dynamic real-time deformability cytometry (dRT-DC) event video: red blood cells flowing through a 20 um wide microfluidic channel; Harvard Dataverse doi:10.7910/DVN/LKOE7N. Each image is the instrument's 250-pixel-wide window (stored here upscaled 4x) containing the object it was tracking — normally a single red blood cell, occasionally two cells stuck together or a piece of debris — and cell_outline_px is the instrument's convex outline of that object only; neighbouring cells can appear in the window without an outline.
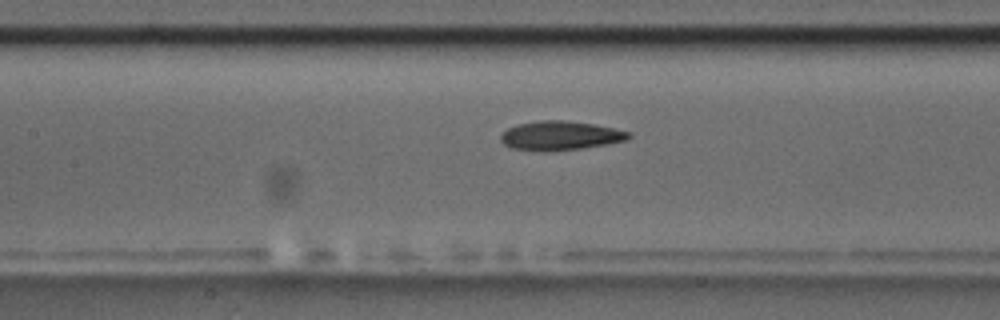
{"species": "common noctule bat (a hibernating species)", "species_latin": "Nyctalus noctula", "temperature_condition": "room temperature", "stored_images_in_passage": 39, "camera_frame_rate_fps": 3000, "um_per_image_px": 0.085, "animal": {"sex": "male", "body_mass_g": 17.5, "forearm_length_mm": 52.3}, "frame": {"image": 1, "passage_image": 9, "time_ms": 2.667, "image_size_px": [1000, 320], "cell_outline_px": [[632, 136], [628, 140], [608, 144], [580, 148], [512, 148], [504, 144], [500, 140], [500, 136], [508, 128], [516, 124], [540, 120], [564, 120], [592, 124], [632, 132]], "centroid_in_image_um": [47.68, 11.47], "position_along_channel_um": 159.7, "area_um2": 20.75}}
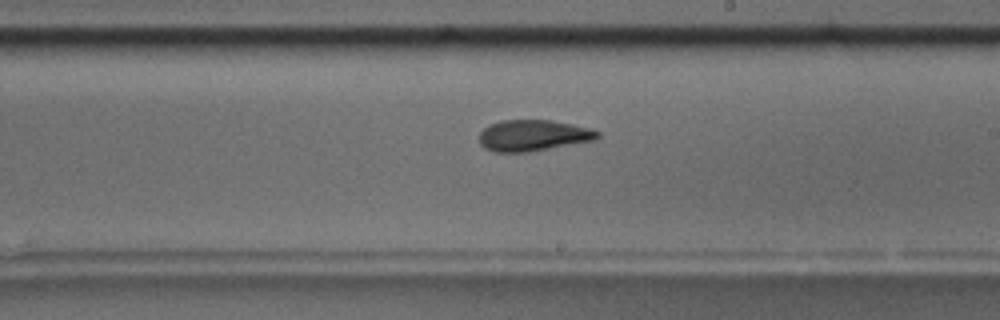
{"frame": {"image": 2, "passage_image": 16, "time_ms": 5.0, "image_size_px": [1000, 320], "cell_outline_px": [[600, 136], [596, 140], [528, 152], [492, 152], [484, 148], [480, 144], [480, 132], [488, 124], [500, 120], [552, 120], [572, 124], [588, 128], [600, 132]], "centroid_in_image_um": [45.3, 11.51], "position_along_channel_um": 243.7, "area_um2": 21.62}}
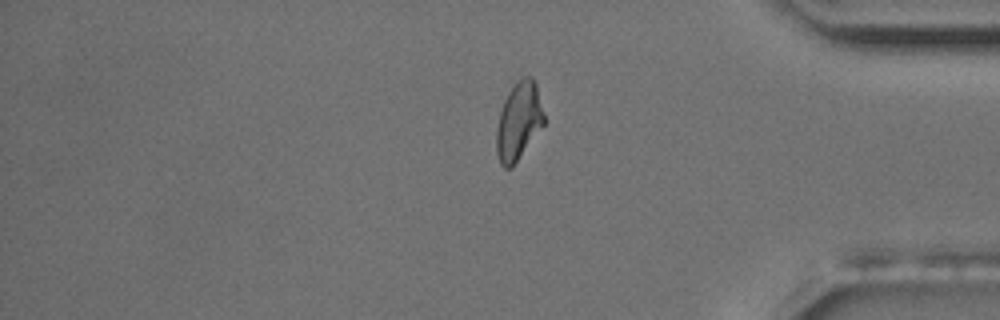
{"frame": {"image": 3, "passage_image": 30, "time_ms": 9.667, "image_size_px": [1000, 320], "cell_outline_px": [[544, 124], [512, 168], [504, 168], [500, 164], [496, 152], [496, 128], [500, 112], [504, 100], [508, 92], [524, 76], [532, 76], [536, 84], [544, 116]], "centroid_in_image_um": [44.07, 10.34], "position_along_channel_um": 391.1, "area_um2": 21.33}, "authors_computed_cell_mechanics": {"area_um2": 21.5016, "velocity_mm_per_s": 3.6198, "shape_relaxation_time_tau1_ms": 4.8752, "shape_relaxation_time_tau2_ms": 1.7821, "deformation_change_tau1": 0.1689, "deformation_change_tau2": 0.0919}}